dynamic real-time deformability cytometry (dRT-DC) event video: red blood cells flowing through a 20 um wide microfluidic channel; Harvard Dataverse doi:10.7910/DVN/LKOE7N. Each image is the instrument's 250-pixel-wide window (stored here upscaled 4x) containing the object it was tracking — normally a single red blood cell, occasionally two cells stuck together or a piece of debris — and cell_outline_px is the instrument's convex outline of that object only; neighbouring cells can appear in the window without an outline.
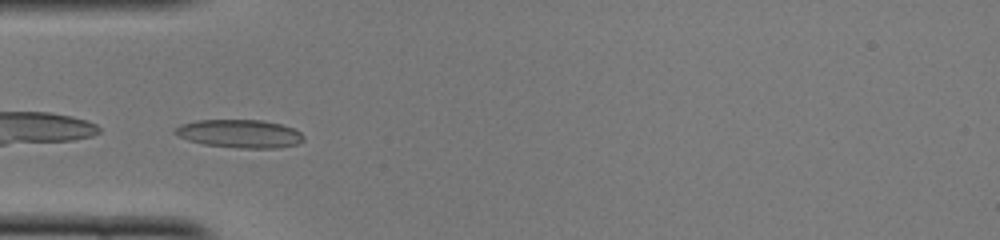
{"species": "common noctule bat (a hibernating species)", "species_latin": "Nyctalus noctula", "temperature_condition": "cold", "stored_images_in_passage": 35, "camera_frame_rate_fps": 3000, "um_per_image_px": 0.085, "animal": {"sex": "female", "body_mass_g": 22.0, "forearm_length_mm": 56.7}, "frame": {"image": 1, "passage_image": 1, "time_ms": 0.0, "image_size_px": [1000, 240], "cell_outline_px": [[304, 140], [296, 144], [280, 148], [240, 148], [204, 144], [188, 140], [176, 136], [172, 132], [180, 124], [196, 120], [264, 120], [280, 124], [292, 128], [300, 132], [304, 136]], "centroid_in_image_um": [20.35, 11.36], "position_along_channel_um": 64.7, "area_um2": 21.21}}
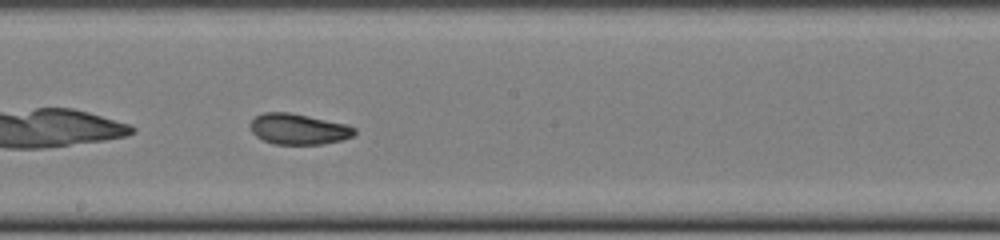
{"frame": {"image": 2, "passage_image": 13, "time_ms": 4.0, "image_size_px": [1000, 240], "cell_outline_px": [[356, 132], [352, 136], [340, 140], [320, 144], [272, 144], [256, 136], [252, 132], [248, 124], [256, 116], [264, 112], [288, 112], [348, 124], [356, 128]], "centroid_in_image_um": [25.35, 10.96], "position_along_channel_um": 222.9, "area_um2": 18.67}}
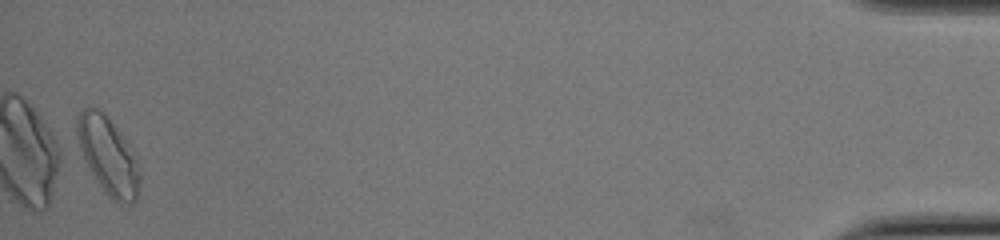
{"frame": {"image": 3, "passage_image": 35, "time_ms": 11.333, "image_size_px": [1000, 240], "cell_outline_px": [[140, 180], [136, 200], [132, 204], [116, 204], [108, 196], [76, 148], [76, 124], [80, 112], [84, 108], [96, 108], [116, 128], [140, 164]], "centroid_in_image_um": [9.17, 13.3], "position_along_channel_um": 426.0, "area_um2": 27.92}, "authors_computed_cell_mechanics": {"area_um2": 19.363, "velocity_mm_per_s": 3.9719, "shape_relaxation_time_tau1_ms": 5.1749, "shape_relaxation_time_tau2_ms": 1.7369, "deformation_change_tau1": 0.1247, "deformation_change_tau2": 0.0704}}